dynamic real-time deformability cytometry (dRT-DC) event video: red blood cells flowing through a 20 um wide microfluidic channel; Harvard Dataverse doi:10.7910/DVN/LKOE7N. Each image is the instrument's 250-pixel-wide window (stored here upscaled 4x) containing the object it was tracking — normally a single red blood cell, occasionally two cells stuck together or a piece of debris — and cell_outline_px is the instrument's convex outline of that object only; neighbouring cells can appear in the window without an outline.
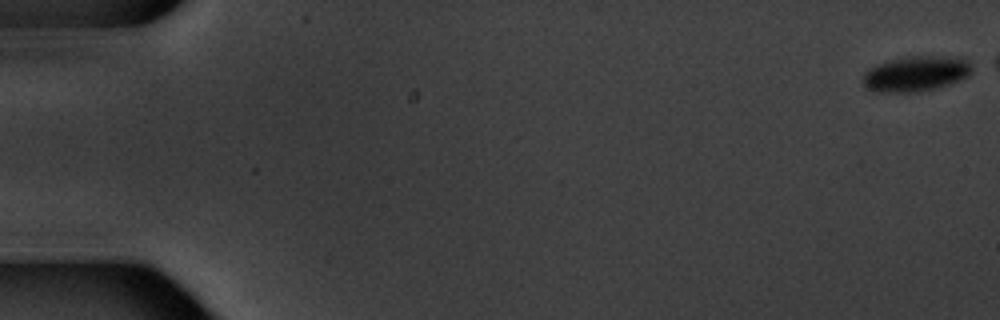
{"species": "common noctule bat (a hibernating species)", "species_latin": "Nyctalus noctula", "temperature_condition": "warm", "stored_images_in_passage": 7, "camera_frame_rate_fps": 3000, "um_per_image_px": 0.085, "animal": {"sex": "male", "body_mass_g": 20.1, "forearm_length_mm": 53.5}, "frame": {"image": 1, "passage_image": 1, "time_ms": 0.0, "image_size_px": [1000, 320], "cell_outline_px": [[972, 72], [968, 76], [960, 80], [936, 88], [916, 92], [872, 92], [864, 84], [864, 72], [868, 68], [876, 64], [892, 60], [912, 56], [960, 56], [968, 60], [972, 64]], "centroid_in_image_um": [77.89, 6.26], "position_along_channel_um": 7.1, "area_um2": 22.6}}